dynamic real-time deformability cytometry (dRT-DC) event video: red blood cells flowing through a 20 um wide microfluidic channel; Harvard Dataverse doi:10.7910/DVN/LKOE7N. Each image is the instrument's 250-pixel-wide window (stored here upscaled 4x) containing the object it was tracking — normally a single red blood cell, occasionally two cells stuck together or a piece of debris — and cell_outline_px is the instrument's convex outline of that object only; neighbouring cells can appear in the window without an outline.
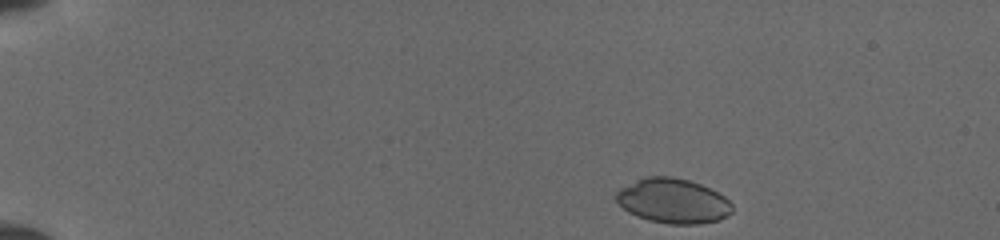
{"species": "common noctule bat (a hibernating species)", "species_latin": "Nyctalus noctula", "temperature_condition": "cold", "stored_images_in_passage": 37, "camera_frame_rate_fps": 3000, "um_per_image_px": 0.085, "animal": {"sex": "female", "body_mass_g": 19.5, "forearm_length_mm": 54.1}, "frame": {"image": 1, "passage_image": 1, "time_ms": 0.0, "image_size_px": [1000, 240], "cell_outline_px": [[732, 212], [728, 216], [720, 220], [700, 224], [668, 224], [648, 220], [636, 216], [628, 212], [616, 200], [616, 192], [620, 188], [644, 176], [672, 176], [688, 180], [700, 184], [724, 196], [732, 204]], "centroid_in_image_um": [57.21, 17.08], "position_along_channel_um": 27.8, "area_um2": 30.35}}
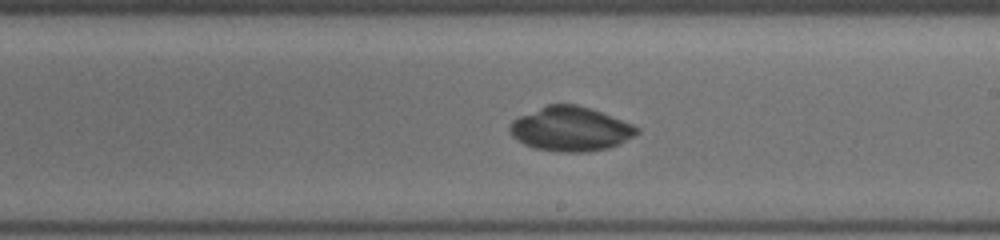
{"frame": {"image": 2, "passage_image": 22, "time_ms": 7.667, "image_size_px": [1000, 240], "cell_outline_px": [[640, 132], [620, 144], [608, 148], [584, 152], [560, 152], [532, 148], [524, 144], [512, 136], [508, 132], [508, 128], [512, 120], [520, 116], [548, 104], [576, 104], [600, 112], [632, 124], [640, 128]], "centroid_in_image_um": [48.48, 10.97], "position_along_channel_um": 240.5, "area_um2": 32.77}}
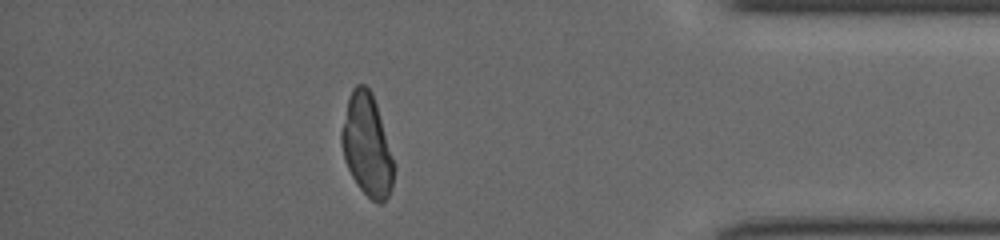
{"frame": {"image": 3, "passage_image": 32, "time_ms": 12.333, "image_size_px": [1000, 240], "cell_outline_px": [[396, 168], [392, 188], [384, 204], [380, 204], [372, 200], [360, 188], [352, 176], [344, 160], [340, 144], [340, 132], [348, 96], [352, 88], [356, 84], [364, 84], [372, 92], [396, 164]], "centroid_in_image_um": [31.2, 12.36], "position_along_channel_um": 404.0, "area_um2": 31.62}}